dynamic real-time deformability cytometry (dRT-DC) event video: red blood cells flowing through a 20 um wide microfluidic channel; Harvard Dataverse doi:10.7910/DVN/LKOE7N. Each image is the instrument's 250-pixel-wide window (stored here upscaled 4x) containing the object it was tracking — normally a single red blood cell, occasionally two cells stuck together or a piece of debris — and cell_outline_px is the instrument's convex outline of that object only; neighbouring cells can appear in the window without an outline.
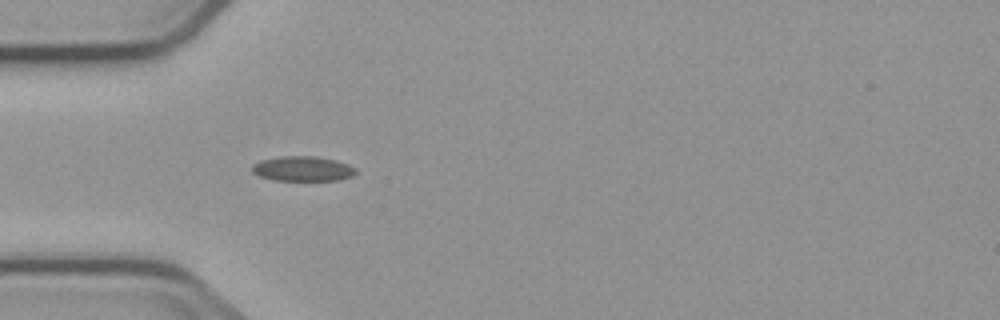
{"species": "common noctule bat (a hibernating species)", "species_latin": "Nyctalus noctula", "temperature_condition": "cold", "stored_images_in_passage": 4, "camera_frame_rate_fps": 3000, "um_per_image_px": 0.085, "animal": {"sex": "male", "body_mass_g": 23.1, "forearm_length_mm": 52.7}, "frame": {"image": 1, "passage_image": 4, "time_ms": 3.667, "image_size_px": [1000, 320], "cell_outline_px": [[356, 172], [352, 176], [340, 180], [272, 180], [260, 176], [252, 172], [252, 164], [260, 160], [280, 156], [316, 156], [336, 160], [348, 164], [356, 168]], "centroid_in_image_um": [25.73, 14.33], "position_along_channel_um": 59.3, "area_um2": 15.14}}